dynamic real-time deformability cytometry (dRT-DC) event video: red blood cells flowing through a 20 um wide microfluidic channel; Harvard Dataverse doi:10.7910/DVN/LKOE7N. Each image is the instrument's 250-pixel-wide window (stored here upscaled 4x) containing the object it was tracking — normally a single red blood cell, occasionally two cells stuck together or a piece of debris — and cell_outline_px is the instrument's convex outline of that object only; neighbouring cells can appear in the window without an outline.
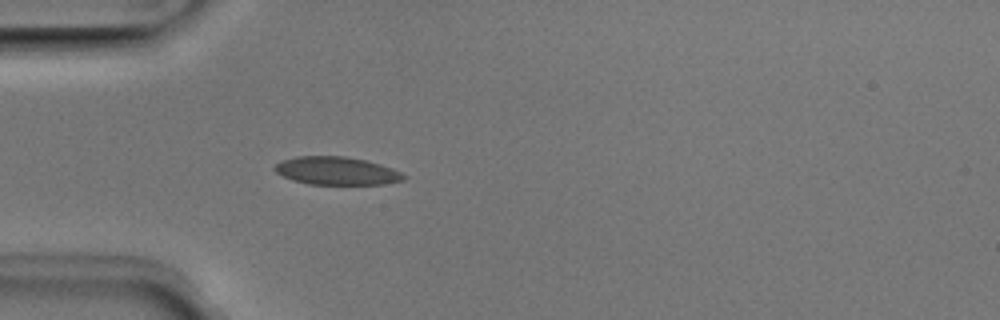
{"species": "Egyptian fruit bat (a non-hibernating species)", "species_latin": "Rousettus aegyptiacus", "temperature_condition": "room temperature", "stored_images_in_passage": 37, "camera_frame_rate_fps": 3000, "um_per_image_px": 0.085, "animal": {"sex": "male"}, "frame": {"image": 1, "passage_image": 1, "time_ms": 0.0, "image_size_px": [1000, 320], "cell_outline_px": [[408, 176], [404, 180], [384, 184], [308, 184], [292, 180], [276, 172], [272, 168], [276, 164], [284, 160], [296, 156], [344, 156], [364, 160], [380, 164], [392, 168]], "centroid_in_image_um": [28.62, 14.52], "position_along_channel_um": 56.4, "area_um2": 20.98}}
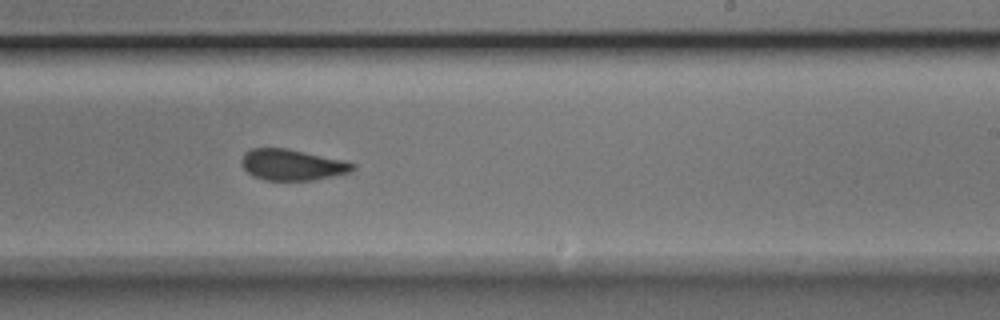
{"frame": {"image": 2, "passage_image": 17, "time_ms": 5.333, "image_size_px": [1000, 320], "cell_outline_px": [[356, 168], [348, 172], [332, 176], [312, 180], [264, 180], [252, 176], [240, 164], [240, 160], [244, 152], [252, 148], [288, 148], [344, 160], [356, 164]], "centroid_in_image_um": [24.8, 14.0], "position_along_channel_um": 264.2, "area_um2": 20.23}}
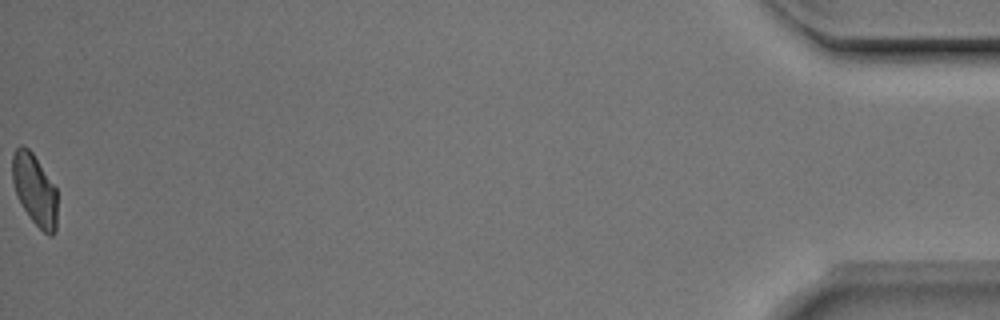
{"frame": {"image": 3, "passage_image": 37, "time_ms": 12.0, "image_size_px": [1000, 320], "cell_outline_px": [[56, 228], [52, 236], [48, 236], [32, 220], [16, 196], [12, 180], [12, 156], [16, 148], [20, 144], [24, 144], [32, 152], [56, 188]], "centroid_in_image_um": [2.93, 16.1], "position_along_channel_um": 432.3, "area_um2": 18.55}, "authors_computed_cell_mechanics": {"area_um2": 20.3456, "velocity_mm_per_s": 4.0083, "shape_relaxation_time_tau1_ms": 7.5863, "shape_relaxation_time_tau2_ms": 1.7233, "deformation_change_tau1": 0.1465, "deformation_change_tau2": 0.0572}}